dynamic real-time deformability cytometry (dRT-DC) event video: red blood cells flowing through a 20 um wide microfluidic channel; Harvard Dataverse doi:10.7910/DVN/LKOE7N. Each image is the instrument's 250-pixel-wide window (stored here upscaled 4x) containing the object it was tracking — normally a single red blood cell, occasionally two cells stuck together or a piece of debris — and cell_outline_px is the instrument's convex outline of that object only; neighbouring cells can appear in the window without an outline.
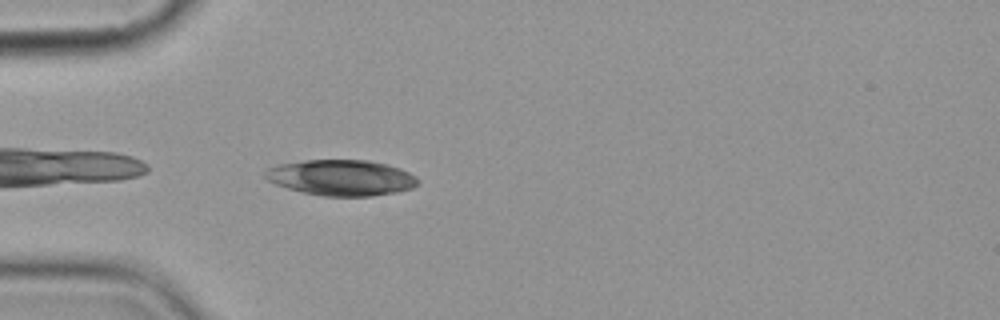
{"species": "common noctule bat (a hibernating species)", "species_latin": "Nyctalus noctula", "temperature_condition": "cold", "stored_images_in_passage": 2, "camera_frame_rate_fps": 3000, "um_per_image_px": 0.085, "animal": {"sex": "female", "body_mass_g": 19.9}, "frame": {"image": 1, "passage_image": 2, "time_ms": 1.333, "image_size_px": [1000, 320], "cell_outline_px": [[420, 184], [412, 188], [396, 192], [372, 196], [324, 196], [304, 192], [288, 188], [276, 184], [268, 180], [264, 176], [264, 172], [268, 168], [280, 164], [304, 160], [368, 160], [388, 164], [400, 168], [416, 176], [420, 180]], "centroid_in_image_um": [29.05, 15.1], "position_along_channel_um": 55.9, "area_um2": 31.91}}